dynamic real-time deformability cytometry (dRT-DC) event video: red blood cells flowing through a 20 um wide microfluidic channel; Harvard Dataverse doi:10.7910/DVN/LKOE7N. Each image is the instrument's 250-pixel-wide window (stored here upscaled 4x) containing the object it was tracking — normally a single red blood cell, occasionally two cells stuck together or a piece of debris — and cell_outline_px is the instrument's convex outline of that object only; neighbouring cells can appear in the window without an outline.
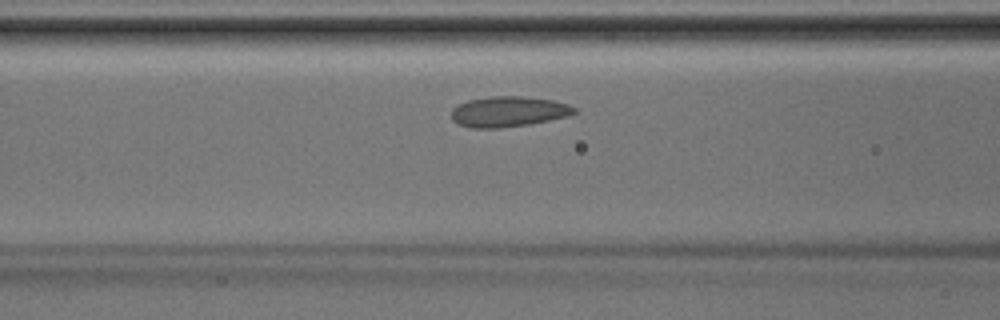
{"species": "Egyptian fruit bat (a non-hibernating species)", "species_latin": "Rousettus aegyptiacus", "temperature_condition": "room temperature", "stored_images_in_passage": 31, "camera_frame_rate_fps": 3000, "um_per_image_px": 0.085, "animal": {"sex": "male"}, "frame": {"image": 1, "passage_image": 6, "time_ms": 1.667, "image_size_px": [1000, 320], "cell_outline_px": [[576, 112], [568, 116], [528, 124], [500, 128], [472, 128], [460, 124], [452, 120], [452, 108], [468, 100], [492, 96], [520, 96], [552, 100], [568, 104], [576, 108]], "centroid_in_image_um": [43.21, 9.48], "position_along_channel_um": 123.4, "area_um2": 21.62}}
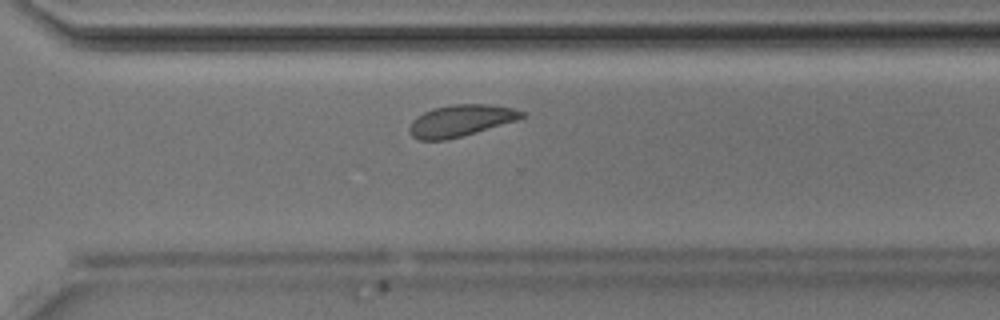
{"frame": {"image": 2, "passage_image": 19, "time_ms": 6.0, "image_size_px": [1000, 320], "cell_outline_px": [[524, 116], [516, 120], [448, 140], [420, 140], [412, 136], [408, 128], [412, 120], [416, 116], [432, 108], [452, 104], [488, 104], [512, 108], [524, 112]], "centroid_in_image_um": [39.1, 10.25], "position_along_channel_um": 331.5, "area_um2": 20.58}}
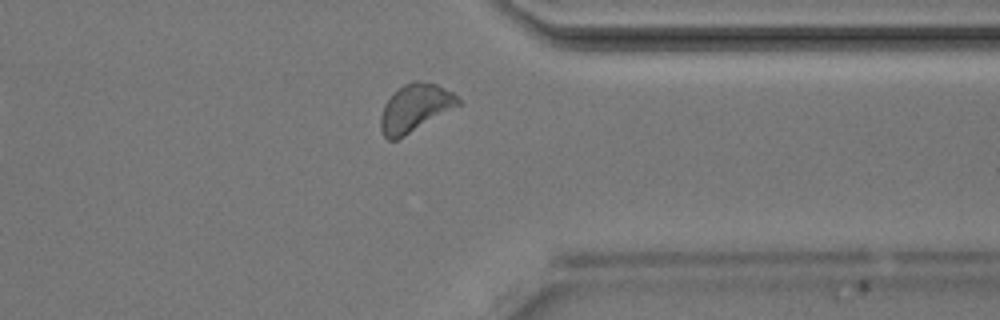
{"frame": {"image": 3, "passage_image": 22, "time_ms": 7.0, "image_size_px": [1000, 320], "cell_outline_px": [[464, 104], [396, 140], [388, 140], [384, 136], [380, 128], [380, 116], [384, 104], [404, 84], [416, 80], [436, 84], [452, 92]], "centroid_in_image_um": [35.31, 9.19], "position_along_channel_um": 376.1, "area_um2": 21.44}}